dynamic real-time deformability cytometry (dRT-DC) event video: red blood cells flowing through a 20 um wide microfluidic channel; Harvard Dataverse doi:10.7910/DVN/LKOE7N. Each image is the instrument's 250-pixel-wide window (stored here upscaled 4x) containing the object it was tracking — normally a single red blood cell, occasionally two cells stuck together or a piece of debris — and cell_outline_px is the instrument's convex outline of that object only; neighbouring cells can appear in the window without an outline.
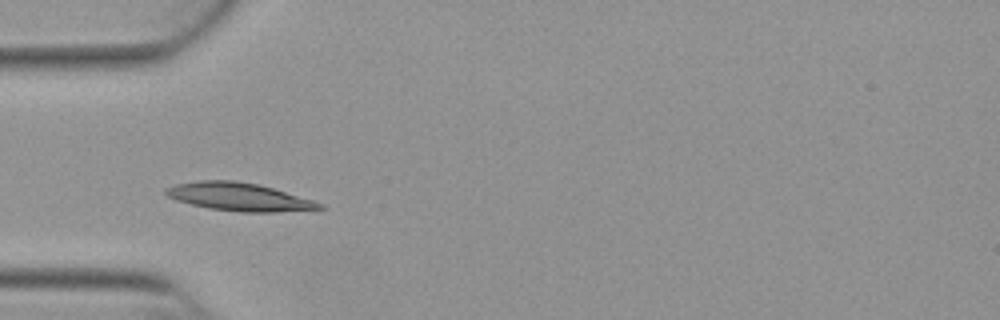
{"species": "Egyptian fruit bat (a non-hibernating species)", "species_latin": "Rousettus aegyptiacus", "temperature_condition": "warm", "stored_images_in_passage": 11, "camera_frame_rate_fps": 3000, "um_per_image_px": 0.085, "animal": {"sex": "female"}, "frame": {"image": 1, "passage_image": 4, "time_ms": 1.0, "image_size_px": [1000, 320], "cell_outline_px": [[324, 208], [276, 212], [240, 212], [208, 208], [176, 200], [168, 196], [164, 192], [164, 188], [176, 184], [200, 180], [236, 180], [260, 184], [312, 200], [324, 204]], "centroid_in_image_um": [20.29, 16.72], "position_along_channel_um": 64.7, "area_um2": 25.03}}
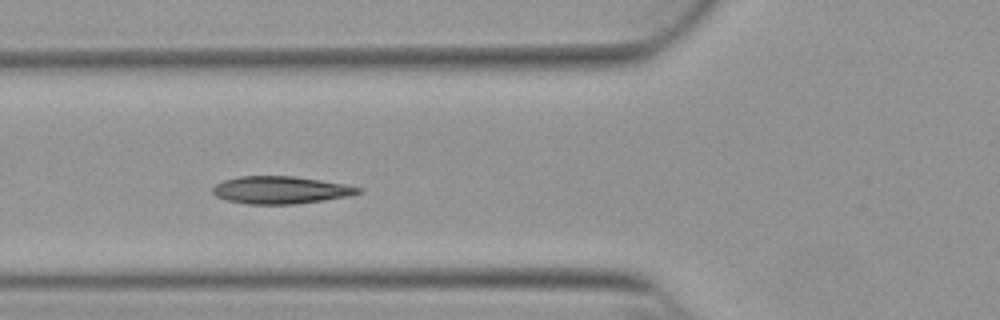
{"frame": {"image": 2, "passage_image": 7, "time_ms": 2.0, "image_size_px": [1000, 320], "cell_outline_px": [[364, 192], [352, 196], [296, 204], [248, 204], [228, 200], [216, 196], [212, 192], [212, 188], [216, 184], [224, 180], [240, 176], [292, 176], [320, 180], [344, 184], [364, 188]], "centroid_in_image_um": [23.91, 16.15], "position_along_channel_um": 101.9, "area_um2": 23.41}}